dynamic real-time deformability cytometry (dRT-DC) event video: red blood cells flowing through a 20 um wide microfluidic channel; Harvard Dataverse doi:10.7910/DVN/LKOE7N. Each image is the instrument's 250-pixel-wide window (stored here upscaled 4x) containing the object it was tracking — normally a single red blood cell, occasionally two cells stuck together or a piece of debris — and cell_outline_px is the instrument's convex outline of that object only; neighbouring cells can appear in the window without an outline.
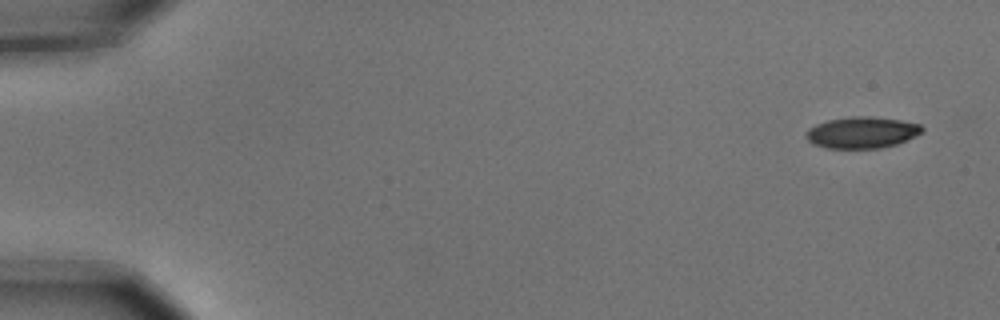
{"species": "common noctule bat (a hibernating species)", "species_latin": "Nyctalus noctula", "temperature_condition": "cold", "stored_images_in_passage": 3, "camera_frame_rate_fps": 3000, "um_per_image_px": 0.085, "animal": {"sex": "male", "body_mass_g": 15.6}, "frame": {"image": 1, "passage_image": 1, "time_ms": 0.0, "image_size_px": [1000, 320], "cell_outline_px": [[924, 132], [896, 144], [880, 148], [828, 148], [812, 144], [804, 136], [808, 128], [816, 124], [828, 120], [852, 116], [868, 116], [900, 120], [920, 124], [924, 128]], "centroid_in_image_um": [73.25, 11.26], "position_along_channel_um": 11.8, "area_um2": 21.27}}